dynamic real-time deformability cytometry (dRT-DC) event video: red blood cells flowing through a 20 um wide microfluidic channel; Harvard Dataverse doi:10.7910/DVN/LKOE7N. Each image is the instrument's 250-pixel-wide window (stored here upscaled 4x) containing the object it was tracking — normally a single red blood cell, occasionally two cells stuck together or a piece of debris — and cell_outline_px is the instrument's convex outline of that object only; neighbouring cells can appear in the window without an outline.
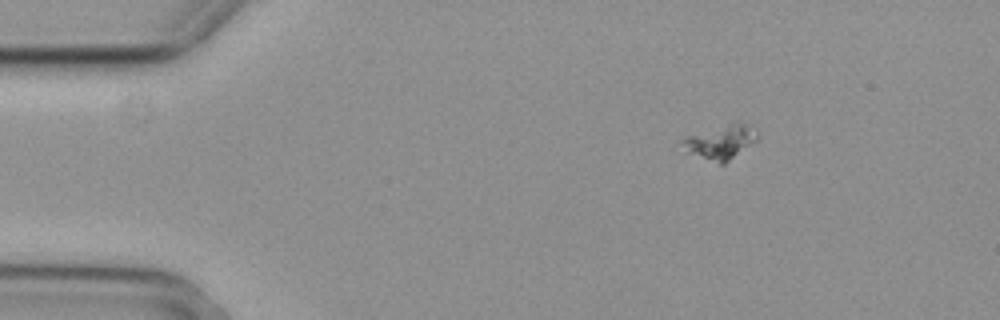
{"species": "common noctule bat (a hibernating species)", "species_latin": "Nyctalus noctula", "temperature_condition": "cold", "stored_images_in_passage": 1, "camera_frame_rate_fps": 3000, "um_per_image_px": 0.085, "animal": {"sex": "female", "body_mass_g": 29.2, "forearm_length_mm": 56.3}, "frame": {"image": 1, "passage_image": 1, "time_ms": 0.0, "image_size_px": [1000, 320], "cell_outline_px": [[760, 136], [756, 140], [724, 164], [720, 164], [688, 152], [680, 140], [684, 136], [736, 120], [748, 124], [756, 128]], "centroid_in_image_um": [61.29, 12.01], "position_along_channel_um": 23.7, "area_um2": 15.09}}